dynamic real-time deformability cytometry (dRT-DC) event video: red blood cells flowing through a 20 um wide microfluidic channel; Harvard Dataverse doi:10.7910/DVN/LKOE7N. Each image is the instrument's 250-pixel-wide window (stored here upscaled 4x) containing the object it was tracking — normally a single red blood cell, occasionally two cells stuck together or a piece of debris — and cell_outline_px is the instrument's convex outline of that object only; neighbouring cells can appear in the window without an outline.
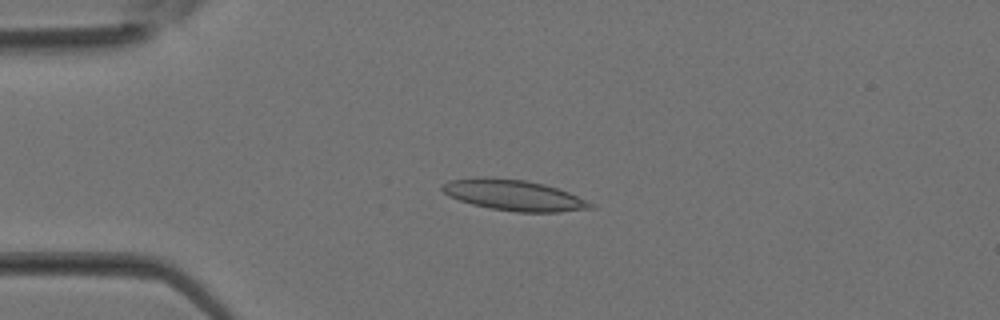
{"species": "Egyptian fruit bat (a non-hibernating species)", "species_latin": "Rousettus aegyptiacus", "temperature_condition": "room temperature", "stored_images_in_passage": 15, "camera_frame_rate_fps": 3000, "um_per_image_px": 0.085, "animal": {"sex": "female"}, "frame": {"image": 1, "passage_image": 8, "time_ms": 2.333, "image_size_px": [1000, 320], "cell_outline_px": [[596, 208], [560, 212], [516, 212], [492, 208], [472, 204], [448, 196], [440, 188], [440, 184], [448, 180], [480, 176], [484, 176], [524, 180], [544, 184], [568, 192], [596, 204]], "centroid_in_image_um": [43.66, 16.58], "position_along_channel_um": 41.3, "area_um2": 26.82}}
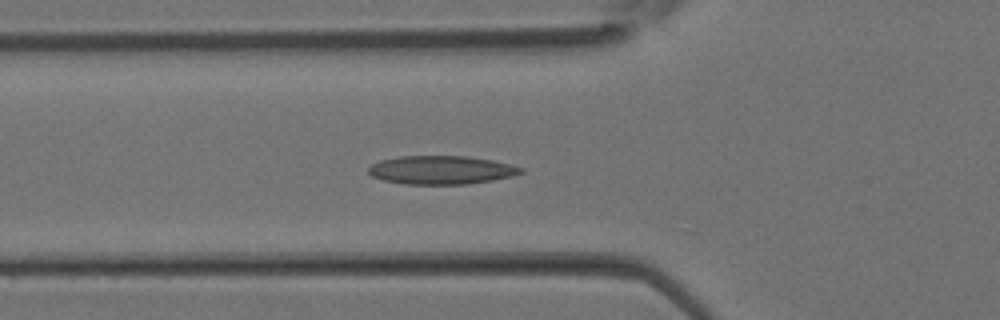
{"frame": {"image": 2, "passage_image": 12, "time_ms": 3.667, "image_size_px": [1000, 320], "cell_outline_px": [[524, 172], [512, 176], [492, 180], [468, 184], [404, 184], [384, 180], [372, 176], [368, 172], [368, 168], [372, 164], [380, 160], [400, 156], [468, 156], [492, 160], [524, 168]], "centroid_in_image_um": [37.5, 14.45], "position_along_channel_um": 88.3, "area_um2": 25.26}}
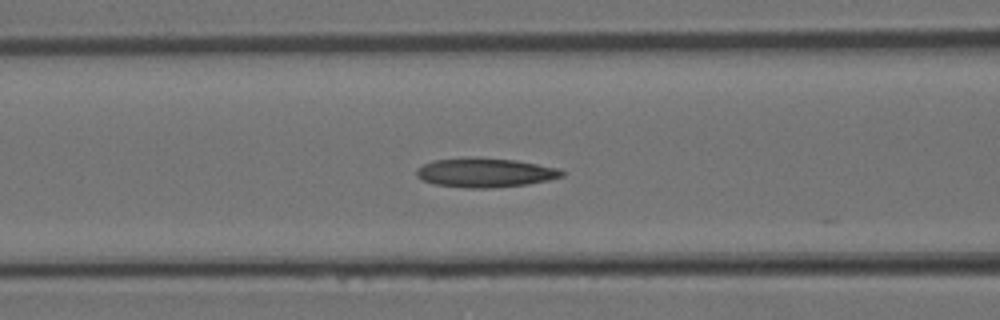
{"frame": {"image": 3, "passage_image": 14, "time_ms": 4.333, "image_size_px": [1000, 320], "cell_outline_px": [[564, 176], [548, 180], [528, 184], [492, 188], [468, 188], [436, 184], [424, 180], [416, 176], [416, 168], [432, 160], [468, 156], [476, 156], [516, 160], [560, 168], [564, 172]], "centroid_in_image_um": [41.24, 14.65], "position_along_channel_um": 125.4, "area_um2": 25.14}}